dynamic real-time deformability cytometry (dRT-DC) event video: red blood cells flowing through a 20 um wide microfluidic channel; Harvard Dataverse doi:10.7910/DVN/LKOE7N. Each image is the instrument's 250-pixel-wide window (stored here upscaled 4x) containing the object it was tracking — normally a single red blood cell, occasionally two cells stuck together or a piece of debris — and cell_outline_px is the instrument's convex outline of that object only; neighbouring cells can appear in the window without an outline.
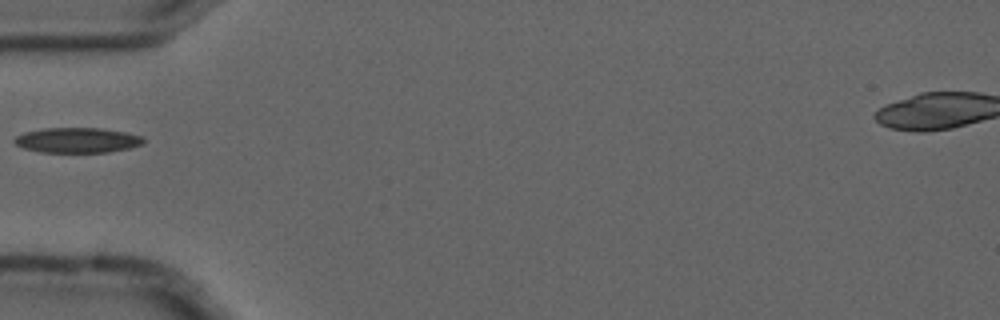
{"species": "common noctule bat (a hibernating species)", "species_latin": "Nyctalus noctula", "temperature_condition": "cold", "stored_images_in_passage": 2, "camera_frame_rate_fps": 3000, "um_per_image_px": 0.085, "animal": {"sex": "male", "forearm_length_mm": 52.5}, "frame": {"image": 1, "passage_image": 1, "time_ms": 0.0, "image_size_px": [1000, 320], "cell_outline_px": [[144, 144], [132, 148], [108, 152], [40, 152], [24, 148], [16, 144], [12, 140], [16, 136], [24, 132], [44, 128], [100, 128], [124, 132], [144, 136]], "centroid_in_image_um": [6.6, 11.92], "position_along_channel_um": 78.4, "area_um2": 19.02}}
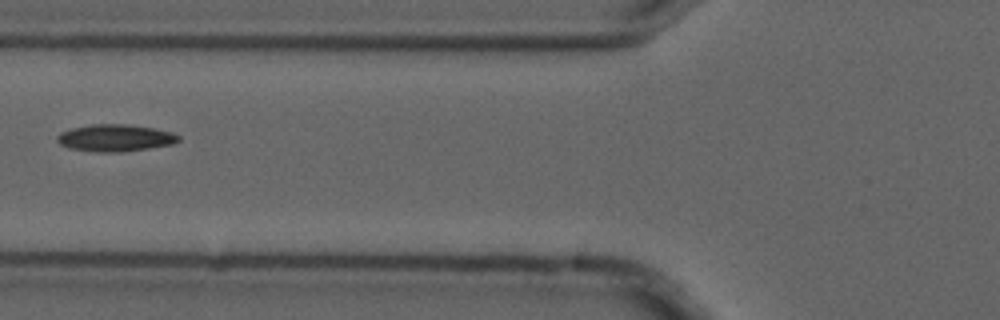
{"frame": {"image": 2, "passage_image": 2, "time_ms": 0.333, "image_size_px": [1000, 320], "cell_outline_px": [[180, 140], [172, 144], [148, 148], [120, 152], [100, 152], [68, 148], [60, 144], [56, 140], [56, 136], [60, 132], [72, 128], [92, 124], [128, 124], [152, 128], [172, 132], [180, 136]], "centroid_in_image_um": [9.77, 11.72], "position_along_channel_um": 116.0, "area_um2": 19.07}}